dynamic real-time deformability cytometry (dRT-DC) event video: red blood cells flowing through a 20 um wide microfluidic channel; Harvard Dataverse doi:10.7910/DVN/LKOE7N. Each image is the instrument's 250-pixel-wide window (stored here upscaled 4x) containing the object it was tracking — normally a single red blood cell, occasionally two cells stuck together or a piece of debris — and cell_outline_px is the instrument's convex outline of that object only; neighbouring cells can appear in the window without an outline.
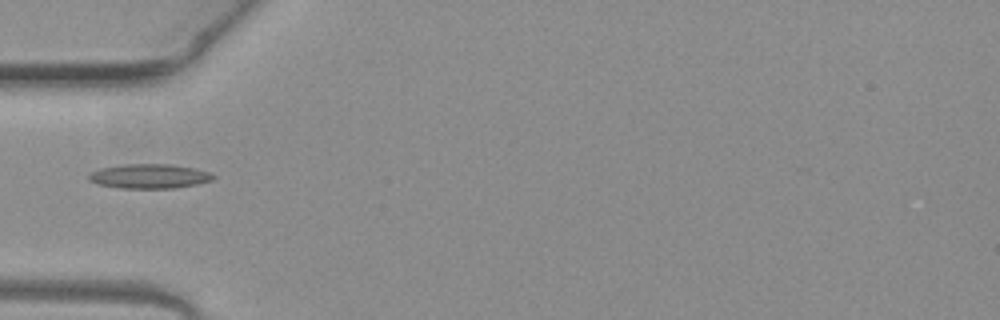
{"species": "common noctule bat (a hibernating species)", "species_latin": "Nyctalus noctula", "temperature_condition": "warm", "stored_images_in_passage": 4, "camera_frame_rate_fps": 3000, "um_per_image_px": 0.085, "animal": {"sex": "female", "body_mass_g": 19.3, "forearm_length_mm": 54.1}, "frame": {"image": 1, "passage_image": 4, "time_ms": 1.0, "image_size_px": [1000, 320], "cell_outline_px": [[216, 176], [212, 180], [196, 184], [172, 188], [120, 188], [96, 184], [88, 180], [88, 176], [92, 172], [100, 168], [120, 164], [168, 164], [192, 168], [208, 172]], "centroid_in_image_um": [12.64, 14.98], "position_along_channel_um": 72.4, "area_um2": 17.63}}